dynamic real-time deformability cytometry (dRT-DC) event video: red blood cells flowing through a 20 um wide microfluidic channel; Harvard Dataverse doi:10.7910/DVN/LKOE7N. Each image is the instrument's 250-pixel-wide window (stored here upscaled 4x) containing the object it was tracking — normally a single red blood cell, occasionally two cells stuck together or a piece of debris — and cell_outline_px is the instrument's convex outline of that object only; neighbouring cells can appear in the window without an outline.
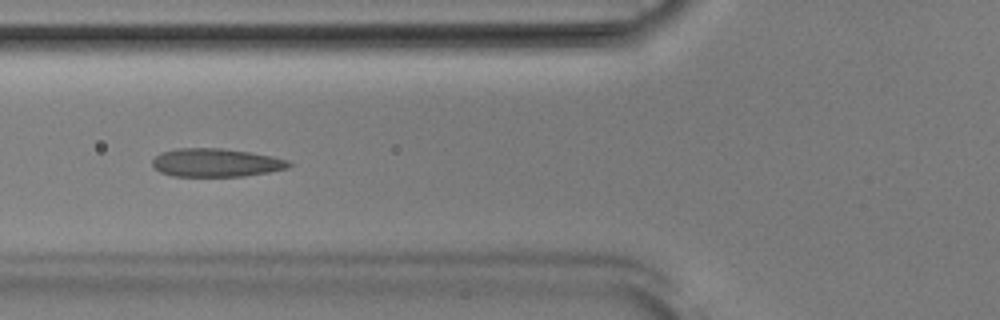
{"species": "Egyptian fruit bat (a non-hibernating species)", "species_latin": "Rousettus aegyptiacus", "temperature_condition": "room temperature", "stored_images_in_passage": 52, "camera_frame_rate_fps": 3000, "um_per_image_px": 0.085, "animal": {"sex": "male"}, "frame": {"image": 1, "passage_image": 20, "time_ms": 6.333, "image_size_px": [1000, 320], "cell_outline_px": [[292, 164], [288, 168], [268, 172], [244, 176], [172, 176], [160, 172], [152, 164], [152, 160], [160, 152], [176, 148], [220, 148], [252, 152], [272, 156], [288, 160]], "centroid_in_image_um": [18.35, 13.82], "position_along_channel_um": 107.4, "area_um2": 22.6}}
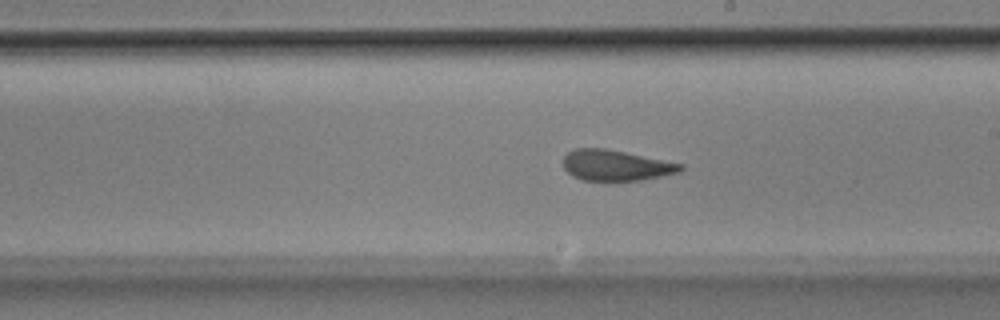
{"frame": {"image": 2, "passage_image": 30, "time_ms": 9.667, "image_size_px": [1000, 320], "cell_outline_px": [[684, 168], [680, 172], [640, 180], [584, 180], [572, 176], [564, 168], [564, 156], [568, 152], [576, 148], [604, 148], [684, 164]], "centroid_in_image_um": [52.35, 14.05], "position_along_channel_um": 236.7, "area_um2": 20.75}}
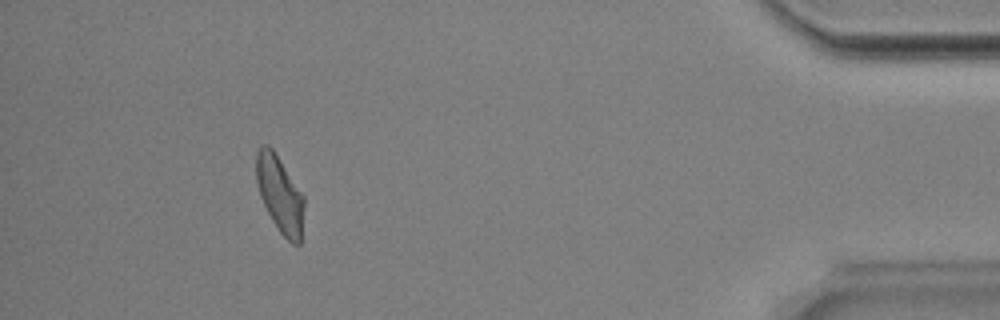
{"frame": {"image": 3, "passage_image": 48, "time_ms": 15.667, "image_size_px": [1000, 320], "cell_outline_px": [[304, 208], [300, 244], [292, 244], [280, 232], [272, 220], [260, 196], [256, 180], [256, 152], [260, 144], [268, 144], [272, 148], [304, 196]], "centroid_in_image_um": [23.78, 16.49], "position_along_channel_um": 411.4, "area_um2": 21.21}, "authors_computed_cell_mechanics": {"area_um2": 22.1374, "velocity_mm_per_s": 3.8817, "shape_relaxation_time_tau1_ms": 8.6784, "shape_relaxation_time_tau2_ms": 1.4278, "deformation_change_tau1": 0.2018, "deformation_change_tau2": 0.0739}}